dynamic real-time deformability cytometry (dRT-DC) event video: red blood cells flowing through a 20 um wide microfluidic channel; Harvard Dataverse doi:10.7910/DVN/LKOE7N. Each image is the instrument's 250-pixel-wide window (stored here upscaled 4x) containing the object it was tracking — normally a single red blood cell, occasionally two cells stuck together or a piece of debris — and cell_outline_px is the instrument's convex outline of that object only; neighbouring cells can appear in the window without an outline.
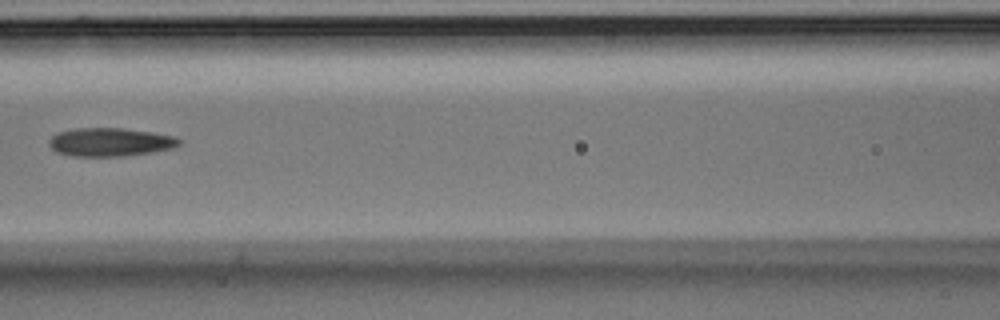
{"species": "Egyptian fruit bat (a non-hibernating species)", "species_latin": "Rousettus aegyptiacus", "temperature_condition": "room temperature", "stored_images_in_passage": 5, "camera_frame_rate_fps": 3000, "um_per_image_px": 0.085, "animal": {"sex": "male"}, "frame": {"image": 1, "passage_image": 4, "time_ms": 1.0, "image_size_px": [1000, 320], "cell_outline_px": [[180, 144], [172, 148], [152, 152], [120, 156], [72, 156], [56, 152], [48, 144], [48, 140], [56, 132], [76, 128], [124, 128], [152, 132], [176, 136], [180, 140]], "centroid_in_image_um": [9.34, 12.07], "position_along_channel_um": 157.3, "area_um2": 21.62}}
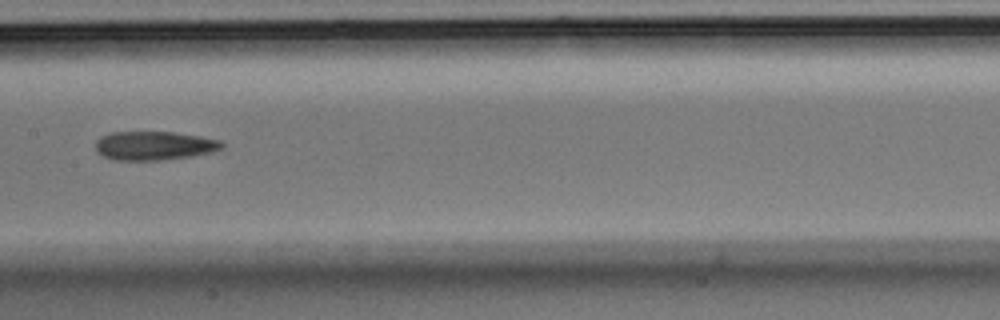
{"frame": {"image": 2, "passage_image": 5, "time_ms": 1.333, "image_size_px": [1000, 320], "cell_outline_px": [[224, 144], [220, 148], [212, 152], [192, 156], [160, 160], [112, 160], [96, 152], [96, 140], [100, 136], [112, 132], [172, 132], [200, 136], [220, 140]], "centroid_in_image_um": [13.07, 12.38], "position_along_channel_um": 194.3, "area_um2": 21.21}}